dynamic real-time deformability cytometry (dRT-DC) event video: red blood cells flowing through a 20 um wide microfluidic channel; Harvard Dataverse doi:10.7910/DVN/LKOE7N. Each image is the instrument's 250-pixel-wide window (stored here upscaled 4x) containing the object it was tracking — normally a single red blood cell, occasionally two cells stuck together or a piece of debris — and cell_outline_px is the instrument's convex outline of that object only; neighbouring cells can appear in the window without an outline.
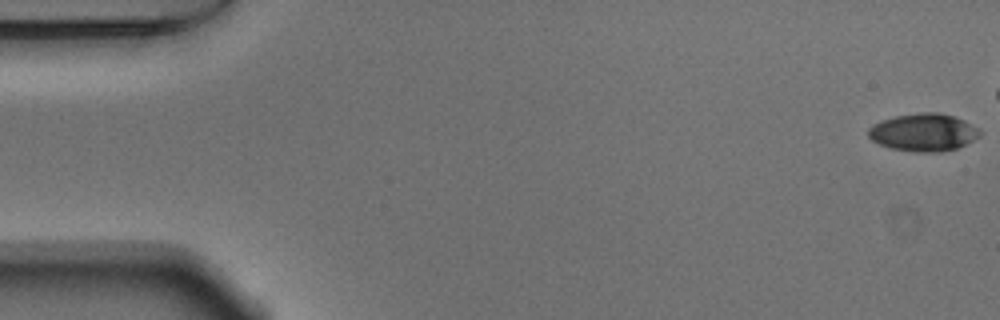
{"species": "Egyptian fruit bat (a non-hibernating species)", "species_latin": "Rousettus aegyptiacus", "temperature_condition": "warm", "stored_images_in_passage": 44, "camera_frame_rate_fps": 3000, "um_per_image_px": 0.085, "animal": {"sex": "male"}, "frame": {"image": 1, "passage_image": 1, "time_ms": 0.0, "image_size_px": [1000, 320], "cell_outline_px": [[980, 136], [956, 148], [940, 152], [916, 152], [892, 148], [880, 144], [872, 140], [868, 136], [868, 128], [872, 124], [880, 120], [896, 116], [920, 112], [936, 112], [956, 116], [964, 120], [976, 128], [980, 132]], "centroid_in_image_um": [78.46, 11.24], "position_along_channel_um": 6.5, "area_um2": 24.33}}
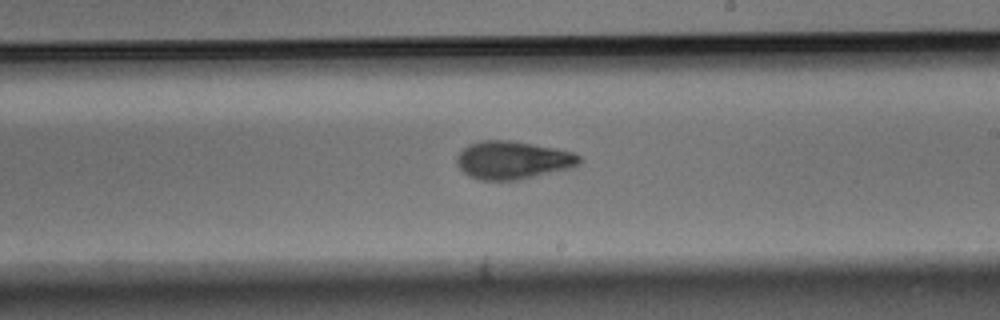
{"frame": {"image": 2, "passage_image": 31, "time_ms": 10.0, "image_size_px": [1000, 320], "cell_outline_px": [[580, 164], [572, 168], [516, 180], [480, 180], [468, 176], [456, 164], [456, 156], [468, 144], [480, 140], [508, 140], [556, 148], [572, 152], [580, 156]], "centroid_in_image_um": [43.56, 13.61], "position_along_channel_um": 245.4, "area_um2": 27.17}}
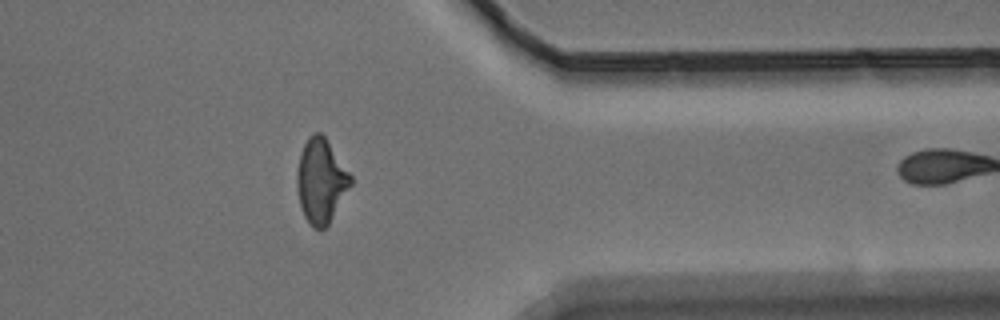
{"frame": {"image": 3, "passage_image": 43, "time_ms": 14.0, "image_size_px": [1000, 320], "cell_outline_px": [[352, 184], [328, 224], [324, 228], [312, 228], [304, 216], [300, 204], [296, 184], [296, 172], [300, 152], [308, 136], [316, 132], [320, 132], [324, 136], [352, 176]], "centroid_in_image_um": [27.26, 15.36], "position_along_channel_um": 384.1, "area_um2": 26.18}}